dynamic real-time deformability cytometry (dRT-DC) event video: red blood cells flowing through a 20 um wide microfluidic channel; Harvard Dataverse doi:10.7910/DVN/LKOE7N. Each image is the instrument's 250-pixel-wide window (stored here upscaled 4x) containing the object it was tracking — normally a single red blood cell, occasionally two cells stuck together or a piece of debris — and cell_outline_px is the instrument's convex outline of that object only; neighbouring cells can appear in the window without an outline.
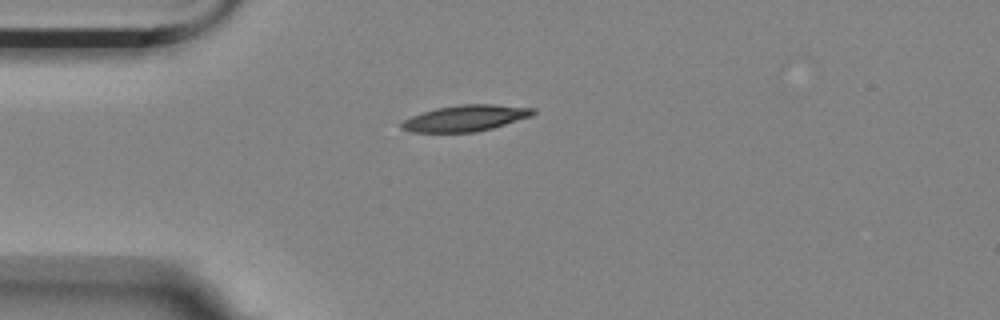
{"species": "Egyptian fruit bat (a non-hibernating species)", "species_latin": "Rousettus aegyptiacus", "temperature_condition": "room temperature", "stored_images_in_passage": 5, "camera_frame_rate_fps": 3000, "um_per_image_px": 0.085, "animal": {"sex": "female"}, "frame": {"image": 1, "passage_image": 1, "time_ms": 0.0, "image_size_px": [1000, 320], "cell_outline_px": [[536, 112], [532, 116], [492, 128], [476, 132], [412, 132], [400, 128], [400, 124], [404, 120], [412, 116], [436, 108], [460, 104], [492, 104], [536, 108]], "centroid_in_image_um": [39.59, 10.04], "position_along_channel_um": 45.4, "area_um2": 20.0}}
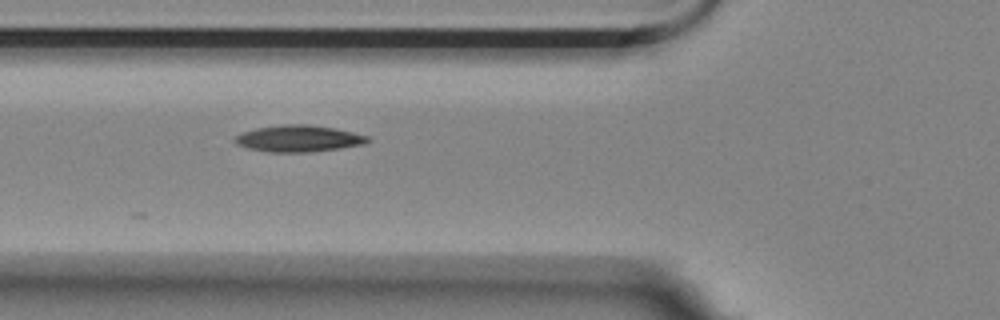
{"frame": {"image": 2, "passage_image": 3, "time_ms": 0.667, "image_size_px": [1000, 320], "cell_outline_px": [[372, 140], [364, 144], [340, 148], [308, 152], [268, 152], [248, 148], [236, 144], [232, 140], [236, 136], [244, 132], [256, 128], [284, 124], [308, 124], [336, 128], [368, 136]], "centroid_in_image_um": [25.39, 11.77], "position_along_channel_um": 100.4, "area_um2": 20.58}}
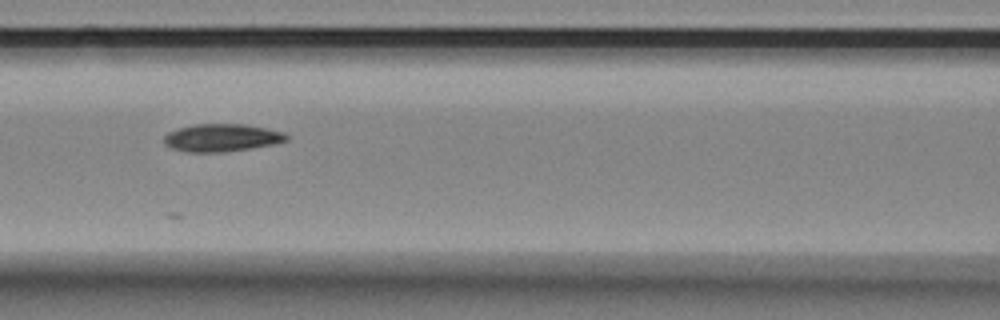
{"frame": {"image": 3, "passage_image": 4, "time_ms": 1.0, "image_size_px": [1000, 320], "cell_outline_px": [[288, 140], [272, 144], [252, 148], [224, 152], [188, 152], [172, 148], [164, 144], [164, 136], [168, 132], [176, 128], [196, 124], [248, 124], [284, 132], [288, 136]], "centroid_in_image_um": [18.84, 11.7], "position_along_channel_um": 147.8, "area_um2": 19.83}}